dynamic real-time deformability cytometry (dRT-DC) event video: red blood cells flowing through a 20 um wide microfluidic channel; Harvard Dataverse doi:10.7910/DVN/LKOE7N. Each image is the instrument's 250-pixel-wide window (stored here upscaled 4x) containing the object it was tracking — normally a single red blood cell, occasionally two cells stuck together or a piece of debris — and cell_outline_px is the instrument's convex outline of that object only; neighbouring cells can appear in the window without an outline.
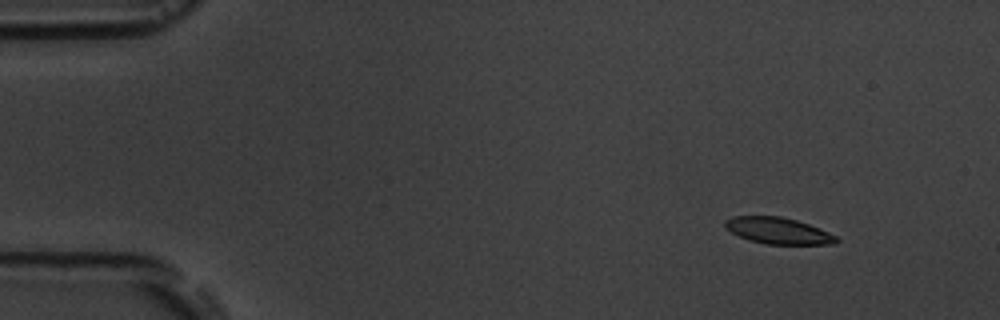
{"species": "common noctule bat (a hibernating species)", "species_latin": "Nyctalus noctula", "temperature_condition": "room temperature", "stored_images_in_passage": 5, "camera_frame_rate_fps": 3000, "um_per_image_px": 0.085, "animal": {"sex": "male", "body_mass_g": 19.5, "forearm_length_mm": 54.6}, "frame": {"image": 1, "passage_image": 2, "time_ms": 1.333, "image_size_px": [1000, 320], "cell_outline_px": [[840, 240], [836, 244], [764, 244], [740, 236], [724, 228], [724, 220], [732, 216], [780, 216], [796, 220], [808, 224], [828, 232], [836, 236]], "centroid_in_image_um": [66.13, 19.61], "position_along_channel_um": 18.9, "area_um2": 17.05}}